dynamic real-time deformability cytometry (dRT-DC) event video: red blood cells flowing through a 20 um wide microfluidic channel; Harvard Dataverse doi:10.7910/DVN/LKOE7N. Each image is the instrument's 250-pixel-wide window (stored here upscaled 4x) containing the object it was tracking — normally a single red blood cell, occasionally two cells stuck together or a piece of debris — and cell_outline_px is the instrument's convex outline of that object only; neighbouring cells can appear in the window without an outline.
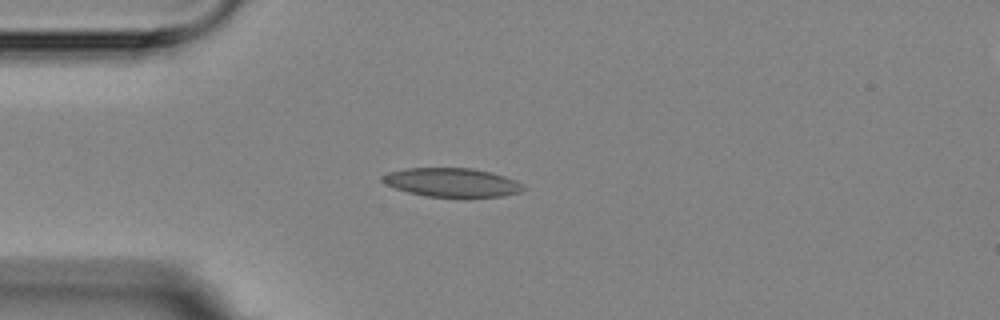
{"species": "Egyptian fruit bat (a non-hibernating species)", "species_latin": "Rousettus aegyptiacus", "temperature_condition": "room temperature", "stored_images_in_passage": 4, "camera_frame_rate_fps": 3000, "um_per_image_px": 0.085, "animal": {"sex": "female"}, "frame": {"image": 1, "passage_image": 2, "time_ms": 1.333, "image_size_px": [1000, 320], "cell_outline_px": [[524, 188], [520, 192], [500, 196], [424, 196], [408, 192], [384, 184], [380, 180], [380, 176], [388, 172], [404, 168], [472, 168], [492, 172], [516, 180], [524, 184]], "centroid_in_image_um": [38.37, 15.49], "position_along_channel_um": 46.6, "area_um2": 23.58}}